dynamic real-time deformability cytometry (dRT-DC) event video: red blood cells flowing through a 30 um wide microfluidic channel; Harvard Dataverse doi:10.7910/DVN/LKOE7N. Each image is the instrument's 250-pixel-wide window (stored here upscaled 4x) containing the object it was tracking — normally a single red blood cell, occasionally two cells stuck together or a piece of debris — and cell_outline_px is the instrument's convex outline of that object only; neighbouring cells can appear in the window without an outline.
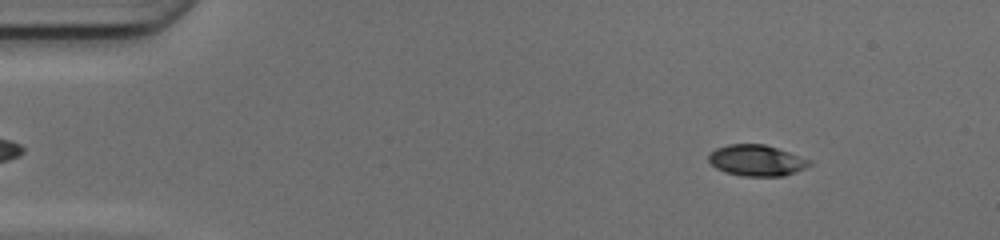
{"species": "common noctule bat (a hibernating species)", "species_latin": "Nyctalus noctula", "temperature_condition": "cold", "stored_images_in_passage": 49, "camera_frame_rate_fps": 3000, "um_per_image_px": 0.085, "animal": {"sex": "female", "body_mass_g": 17.0, "forearm_length_mm": 48.0}, "frame": {"image": 1, "passage_image": 6, "time_ms": 1.667, "image_size_px": [1000, 240], "cell_outline_px": [[812, 164], [804, 168], [784, 176], [744, 176], [724, 172], [716, 168], [708, 160], [708, 152], [716, 148], [728, 144], [764, 144], [812, 160]], "centroid_in_image_um": [64.28, 13.63], "position_along_channel_um": 20.7, "area_um2": 18.26}}
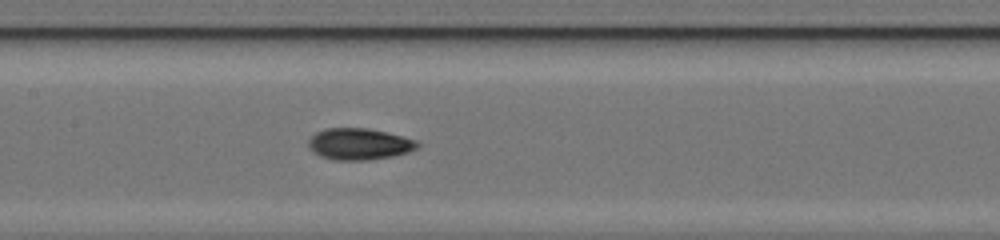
{"frame": {"image": 2, "passage_image": 24, "time_ms": 7.667, "image_size_px": [1000, 240], "cell_outline_px": [[420, 144], [416, 148], [408, 152], [392, 156], [368, 160], [332, 160], [320, 156], [308, 144], [308, 140], [316, 132], [324, 128], [368, 128], [388, 132], [416, 140]], "centroid_in_image_um": [30.54, 12.23], "position_along_channel_um": 176.9, "area_um2": 19.94}}
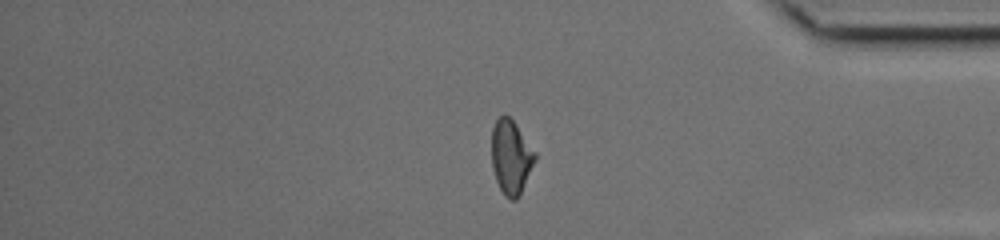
{"frame": {"image": 3, "passage_image": 41, "time_ms": 13.333, "image_size_px": [1000, 240], "cell_outline_px": [[536, 160], [520, 196], [516, 200], [508, 200], [504, 196], [496, 180], [492, 168], [492, 128], [496, 120], [504, 112], [516, 124], [536, 152]], "centroid_in_image_um": [43.44, 13.37], "position_along_channel_um": 391.8, "area_um2": 19.02}, "authors_computed_cell_mechanics": {"area_um2": 18.785, "velocity_mm_per_s": 4.1962, "shape_relaxation_time_tau1_ms": 2.2078, "shape_relaxation_time_tau2_ms": 1.6799, "deformation_change_tau1": 0.1489, "deformation_change_tau2": 0.0688}}